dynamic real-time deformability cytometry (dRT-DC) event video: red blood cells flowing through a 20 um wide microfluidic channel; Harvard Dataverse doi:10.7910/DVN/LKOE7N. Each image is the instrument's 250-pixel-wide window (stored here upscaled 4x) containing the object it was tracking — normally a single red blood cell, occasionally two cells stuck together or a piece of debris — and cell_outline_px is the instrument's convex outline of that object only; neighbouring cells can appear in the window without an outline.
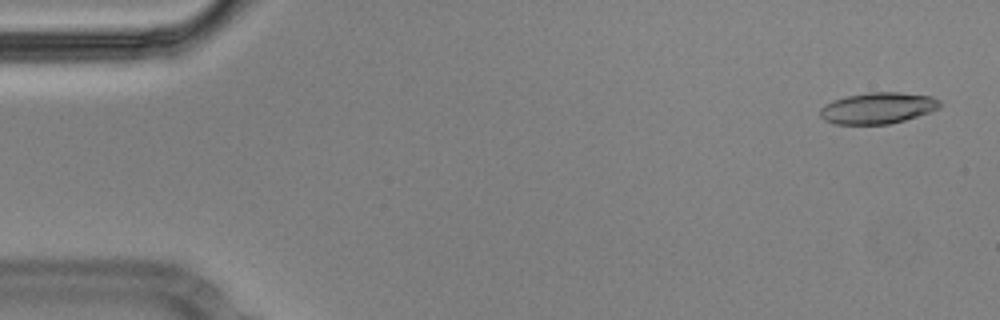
{"species": "Egyptian fruit bat (a non-hibernating species)", "species_latin": "Rousettus aegyptiacus", "temperature_condition": "cold", "stored_images_in_passage": 55, "camera_frame_rate_fps": 3000, "um_per_image_px": 0.085, "animal": {"sex": "male"}, "frame": {"image": 1, "passage_image": 2, "time_ms": 0.333, "image_size_px": [1000, 320], "cell_outline_px": [[940, 108], [904, 120], [888, 124], [836, 124], [824, 120], [820, 116], [820, 108], [824, 104], [832, 100], [848, 96], [868, 92], [900, 92], [932, 96], [940, 100]], "centroid_in_image_um": [74.59, 9.18], "position_along_channel_um": 10.4, "area_um2": 21.79}}
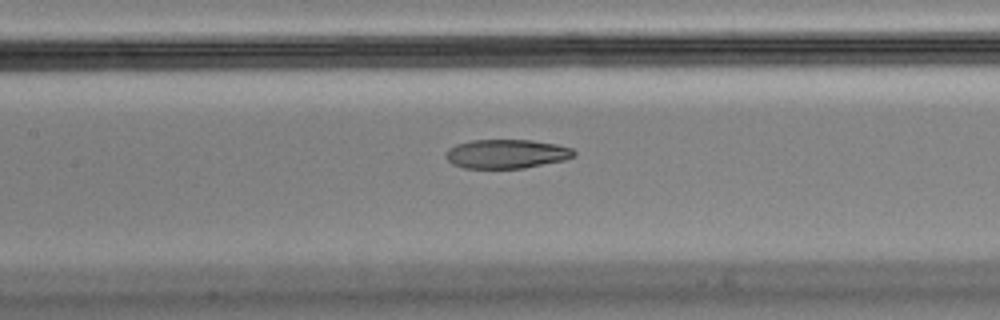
{"frame": {"image": 2, "passage_image": 25, "time_ms": 8.0, "image_size_px": [1000, 320], "cell_outline_px": [[576, 156], [564, 160], [524, 168], [464, 168], [452, 164], [444, 156], [444, 152], [448, 148], [456, 144], [472, 140], [532, 140], [556, 144], [572, 148], [576, 152]], "centroid_in_image_um": [43.04, 13.08], "position_along_channel_um": 164.4, "area_um2": 21.85}}
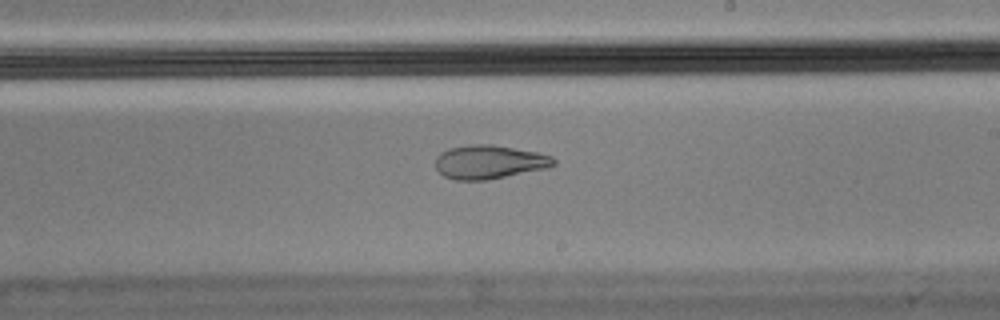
{"frame": {"image": 3, "passage_image": 32, "time_ms": 10.333, "image_size_px": [1000, 320], "cell_outline_px": [[556, 164], [548, 168], [488, 180], [456, 180], [444, 176], [436, 168], [436, 156], [440, 152], [448, 148], [472, 144], [492, 144], [536, 152], [552, 156], [556, 160]], "centroid_in_image_um": [41.59, 13.77], "position_along_channel_um": 247.4, "area_um2": 23.35}, "authors_computed_cell_mechanics": {"area_um2": 23.2934, "velocity_mm_per_s": 3.5697, "shape_relaxation_time_tau1_ms": null, "shape_relaxation_time_tau2_ms": 2.7202, "deformation_change_tau1": null, "deformation_change_tau2": 0.0943}}